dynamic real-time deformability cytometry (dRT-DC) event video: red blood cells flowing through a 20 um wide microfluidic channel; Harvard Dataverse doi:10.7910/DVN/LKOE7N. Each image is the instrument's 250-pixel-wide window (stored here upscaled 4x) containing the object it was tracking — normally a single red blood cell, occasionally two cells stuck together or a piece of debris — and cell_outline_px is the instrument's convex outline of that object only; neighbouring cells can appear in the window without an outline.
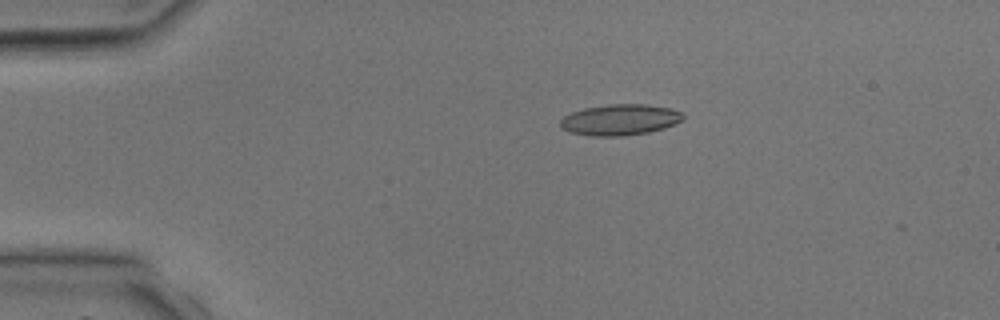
{"species": "common noctule bat (a hibernating species)", "species_latin": "Nyctalus noctula", "temperature_condition": "room temperature", "stored_images_in_passage": 4, "camera_frame_rate_fps": 3000, "um_per_image_px": 0.085, "animal": {"sex": "male", "body_mass_g": 17.9, "forearm_length_mm": 54.2}, "frame": {"image": 1, "passage_image": 2, "time_ms": 1.0, "image_size_px": [1000, 320], "cell_outline_px": [[684, 120], [676, 124], [664, 128], [648, 132], [624, 136], [588, 136], [572, 132], [560, 128], [560, 120], [564, 116], [572, 112], [584, 108], [608, 104], [648, 104], [668, 108], [680, 112], [684, 116]], "centroid_in_image_um": [52.69, 10.18], "position_along_channel_um": 32.3, "area_um2": 22.25}}